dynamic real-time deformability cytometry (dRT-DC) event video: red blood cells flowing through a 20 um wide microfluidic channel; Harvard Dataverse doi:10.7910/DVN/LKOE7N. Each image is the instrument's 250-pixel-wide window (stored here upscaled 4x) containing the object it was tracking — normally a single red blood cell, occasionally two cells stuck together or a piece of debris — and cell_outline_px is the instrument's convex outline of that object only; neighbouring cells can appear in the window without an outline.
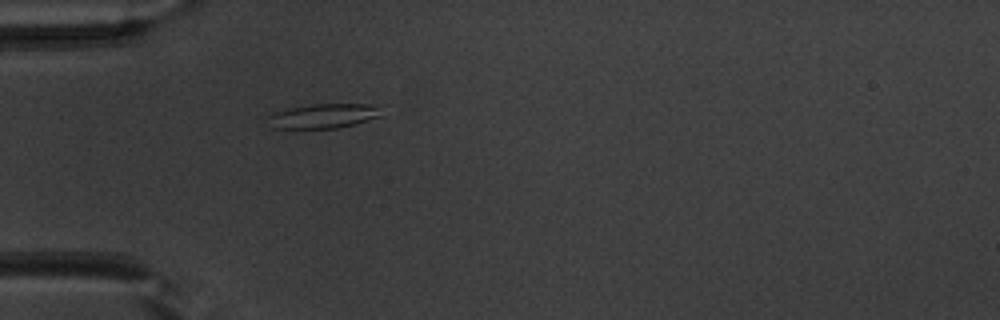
{"species": "common noctule bat (a hibernating species)", "species_latin": "Nyctalus noctula", "temperature_condition": "warm", "stored_images_in_passage": 31, "camera_frame_rate_fps": 3000, "um_per_image_px": 0.085, "animal": {"sex": "male", "body_mass_g": 20.1, "forearm_length_mm": 53.5}, "frame": {"image": 1, "passage_image": 1, "time_ms": 0.0, "image_size_px": [1000, 320], "cell_outline_px": [[384, 116], [356, 124], [336, 128], [272, 128], [268, 116], [276, 112], [288, 108], [312, 104], [384, 104]], "centroid_in_image_um": [27.67, 9.84], "position_along_channel_um": 57.3, "area_um2": 16.59}}
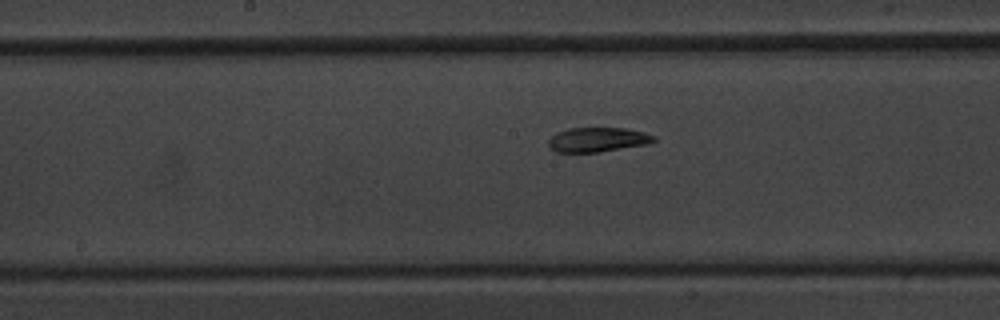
{"frame": {"image": 2, "passage_image": 12, "time_ms": 3.667, "image_size_px": [1000, 320], "cell_outline_px": [[656, 140], [648, 144], [600, 152], [556, 152], [548, 148], [548, 140], [556, 132], [568, 128], [624, 128], [644, 132], [656, 136]], "centroid_in_image_um": [50.78, 11.87], "position_along_channel_um": 197.4, "area_um2": 15.2}}
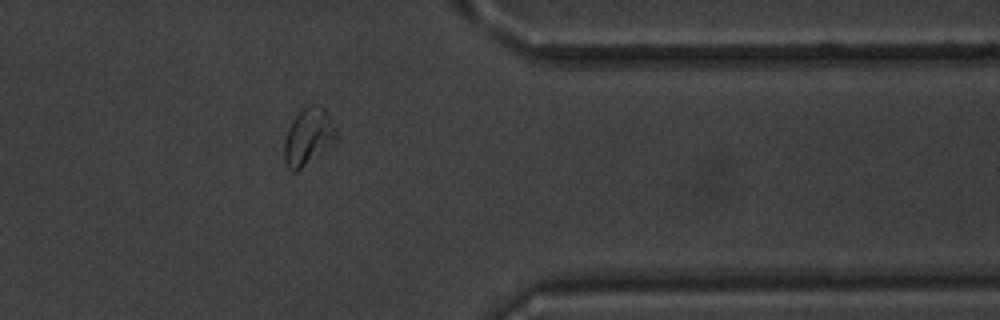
{"frame": {"image": 3, "passage_image": 27, "time_ms": 8.667, "image_size_px": [1000, 320], "cell_outline_px": [[340, 136], [336, 140], [296, 172], [292, 172], [284, 164], [284, 140], [288, 128], [292, 120], [308, 104], [320, 104], [324, 108], [340, 132]], "centroid_in_image_um": [26.22, 11.59], "position_along_channel_um": 385.2, "area_um2": 17.4}, "authors_computed_cell_mechanics": {"area_um2": 15.6638, "velocity_mm_per_s": 3.9781, "shape_relaxation_time_tau1_ms": null, "shape_relaxation_time_tau2_ms": 2.734, "deformation_change_tau1": null, "deformation_change_tau2": 0.0743}}